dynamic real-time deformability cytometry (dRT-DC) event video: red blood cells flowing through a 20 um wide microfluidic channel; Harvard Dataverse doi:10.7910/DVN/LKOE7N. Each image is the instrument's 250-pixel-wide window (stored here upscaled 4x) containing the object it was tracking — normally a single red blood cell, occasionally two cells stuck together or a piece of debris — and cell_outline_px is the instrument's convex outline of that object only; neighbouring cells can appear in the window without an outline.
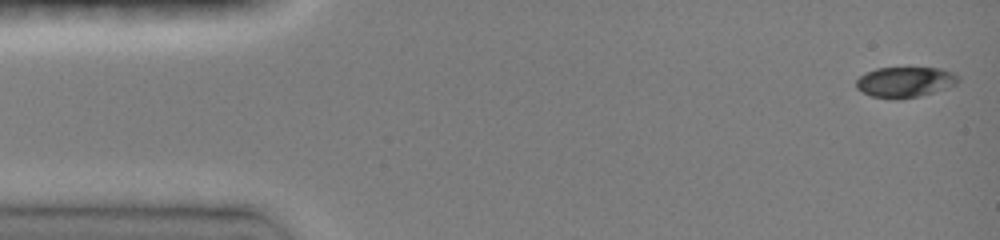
{"species": "common noctule bat (a hibernating species)", "species_latin": "Nyctalus noctula", "temperature_condition": "room temperature", "stored_images_in_passage": 47, "camera_frame_rate_fps": 3000, "um_per_image_px": 0.085, "animal": {"sex": "female", "body_mass_g": 19.0, "forearm_length_mm": 51.5}, "frame": {"image": 1, "passage_image": 1, "time_ms": 0.0, "image_size_px": [1000, 240], "cell_outline_px": [[960, 80], [956, 84], [920, 96], [900, 100], [896, 100], [872, 96], [856, 88], [856, 80], [864, 72], [876, 68], [940, 68], [952, 72], [960, 76]], "centroid_in_image_um": [76.91, 6.97], "position_along_channel_um": 8.1, "area_um2": 18.21}}
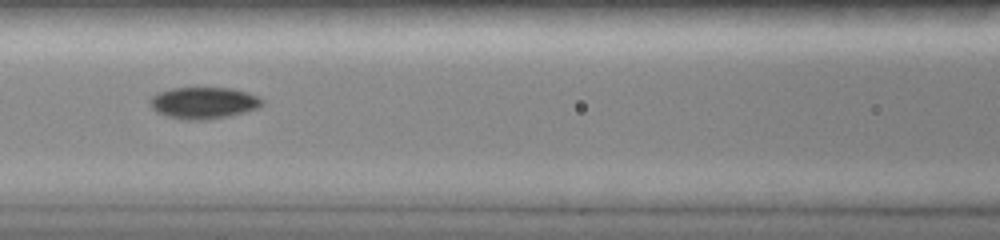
{"frame": {"image": 2, "passage_image": 20, "time_ms": 6.333, "image_size_px": [1000, 240], "cell_outline_px": [[264, 104], [260, 108], [228, 116], [208, 120], [184, 120], [164, 116], [156, 112], [148, 104], [148, 100], [156, 92], [172, 88], [228, 88], [244, 92], [256, 96], [264, 100]], "centroid_in_image_um": [17.25, 8.76], "position_along_channel_um": 149.4, "area_um2": 20.92}}
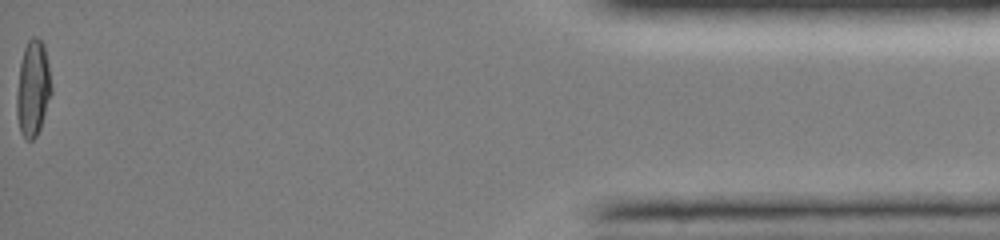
{"frame": {"image": 3, "passage_image": 47, "time_ms": 15.333, "image_size_px": [1000, 240], "cell_outline_px": [[52, 92], [40, 128], [36, 136], [32, 140], [24, 140], [20, 132], [16, 116], [16, 96], [20, 64], [24, 48], [28, 40], [32, 36], [36, 36], [44, 44], [48, 64], [52, 88]], "centroid_in_image_um": [2.79, 7.54], "position_along_channel_um": 432.4, "area_um2": 19.54}, "authors_computed_cell_mechanics": {"area_um2": 18.9584, "velocity_mm_per_s": 4.0684, "shape_relaxation_time_tau1_ms": 5.7551, "shape_relaxation_time_tau2_ms": 3.0972, "deformation_change_tau1": 0.2117, "deformation_change_tau2": 0.0522}}